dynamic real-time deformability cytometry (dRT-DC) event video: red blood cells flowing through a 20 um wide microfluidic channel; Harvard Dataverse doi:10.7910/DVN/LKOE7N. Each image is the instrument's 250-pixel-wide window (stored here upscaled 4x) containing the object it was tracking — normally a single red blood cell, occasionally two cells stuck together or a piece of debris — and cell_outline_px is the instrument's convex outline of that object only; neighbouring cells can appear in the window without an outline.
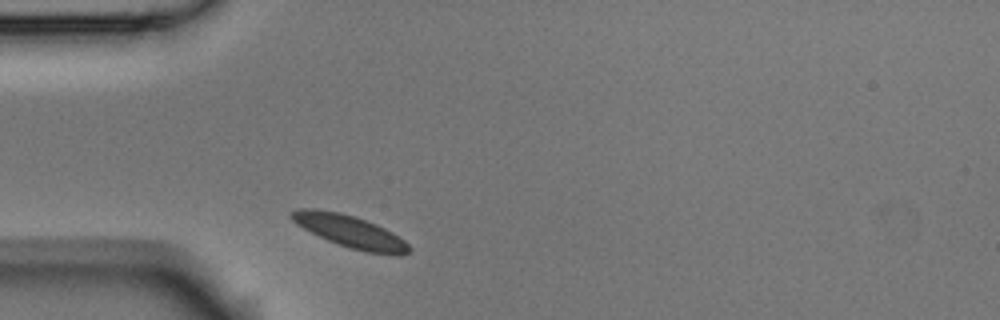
{"species": "Egyptian fruit bat (a non-hibernating species)", "species_latin": "Rousettus aegyptiacus", "temperature_condition": "room temperature", "stored_images_in_passage": 5, "camera_frame_rate_fps": 3000, "um_per_image_px": 0.085, "animal": {"sex": "male"}, "frame": {"image": 1, "passage_image": 5, "time_ms": 1.333, "image_size_px": [1000, 320], "cell_outline_px": [[412, 248], [408, 252], [400, 256], [396, 256], [368, 252], [352, 248], [328, 240], [296, 224], [288, 216], [288, 212], [296, 208], [316, 208], [340, 212], [356, 216], [376, 224], [392, 232], [404, 240]], "centroid_in_image_um": [29.74, 19.65], "position_along_channel_um": 55.3, "area_um2": 22.2}}